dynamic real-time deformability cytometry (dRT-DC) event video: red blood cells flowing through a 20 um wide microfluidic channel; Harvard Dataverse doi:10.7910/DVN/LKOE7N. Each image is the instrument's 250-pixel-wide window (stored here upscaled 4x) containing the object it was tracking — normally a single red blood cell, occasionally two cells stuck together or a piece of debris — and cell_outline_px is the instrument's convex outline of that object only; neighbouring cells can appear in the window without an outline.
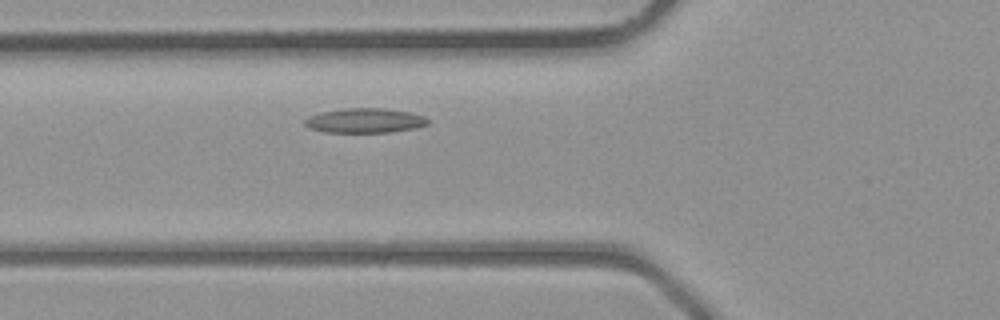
{"species": "common noctule bat (a hibernating species)", "species_latin": "Nyctalus noctula", "temperature_condition": "room temperature", "stored_images_in_passage": 30, "camera_frame_rate_fps": 3000, "um_per_image_px": 0.085, "animal": {"sex": "male", "body_mass_g": 23.1, "forearm_length_mm": 52.7}, "frame": {"image": 1, "passage_image": 7, "time_ms": 2.0, "image_size_px": [1000, 320], "cell_outline_px": [[428, 124], [416, 128], [388, 132], [324, 132], [312, 128], [304, 124], [304, 120], [308, 116], [320, 112], [344, 108], [384, 108], [408, 112], [424, 116], [428, 120]], "centroid_in_image_um": [31.0, 10.24], "position_along_channel_um": 94.8, "area_um2": 17.57}}
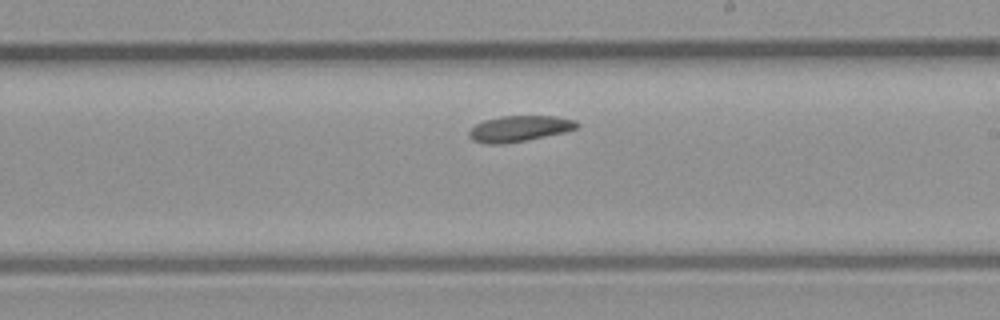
{"frame": {"image": 2, "passage_image": 16, "time_ms": 5.0, "image_size_px": [1000, 320], "cell_outline_px": [[580, 124], [576, 128], [564, 132], [524, 140], [500, 144], [488, 144], [472, 140], [468, 136], [468, 132], [476, 124], [484, 120], [500, 116], [556, 116], [576, 120]], "centroid_in_image_um": [44.13, 10.92], "position_along_channel_um": 244.9, "area_um2": 16.13}}
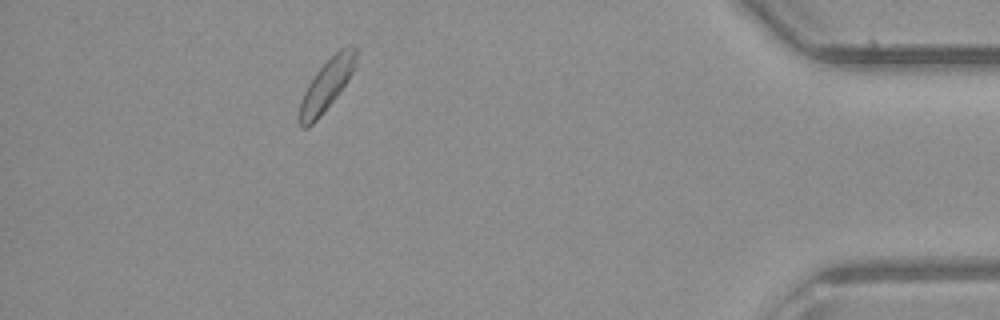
{"frame": {"image": 3, "passage_image": 29, "time_ms": 9.333, "image_size_px": [1000, 320], "cell_outline_px": [[356, 68], [348, 80], [336, 96], [320, 116], [308, 128], [300, 128], [300, 100], [308, 84], [316, 72], [340, 48], [356, 48]], "centroid_in_image_um": [27.76, 7.25], "position_along_channel_um": 407.4, "area_um2": 16.36}}